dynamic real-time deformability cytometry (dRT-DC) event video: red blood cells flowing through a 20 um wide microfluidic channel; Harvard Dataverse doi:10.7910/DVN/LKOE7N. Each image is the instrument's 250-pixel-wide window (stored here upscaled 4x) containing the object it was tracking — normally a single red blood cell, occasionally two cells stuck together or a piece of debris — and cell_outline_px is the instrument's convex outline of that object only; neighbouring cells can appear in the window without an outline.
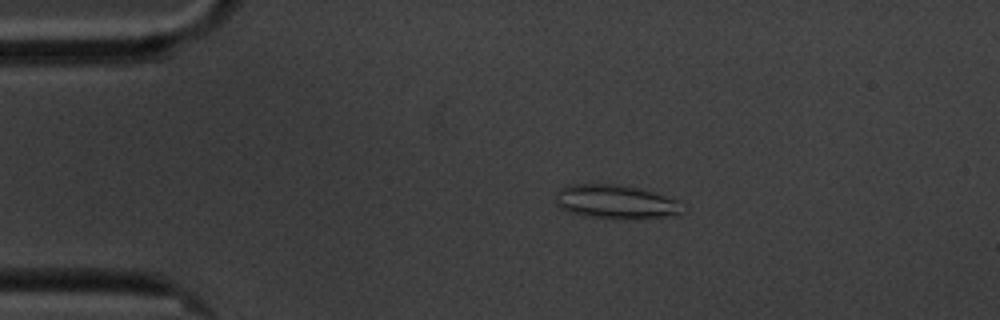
{"species": "common noctule bat (a hibernating species)", "species_latin": "Nyctalus noctula", "temperature_condition": "cold", "stored_images_in_passage": 54, "camera_frame_rate_fps": 3000, "um_per_image_px": 0.085, "animal": {"sex": "male", "body_mass_g": 20.1, "forearm_length_mm": 53.5}, "frame": {"image": 1, "passage_image": 7, "time_ms": 2.0, "image_size_px": [1000, 320], "cell_outline_px": [[688, 208], [684, 212], [664, 216], [636, 220], [584, 216], [560, 208], [556, 204], [556, 192], [560, 188], [568, 184], [612, 184], [636, 188], [652, 192], [676, 200]], "centroid_in_image_um": [52.33, 17.17], "position_along_channel_um": 32.7, "area_um2": 25.09}}
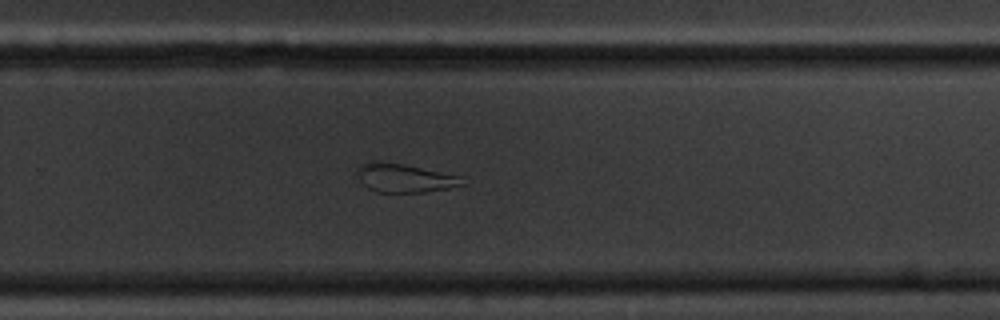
{"frame": {"image": 2, "passage_image": 34, "time_ms": 11.0, "image_size_px": [1000, 320], "cell_outline_px": [[468, 184], [452, 188], [424, 192], [376, 192], [368, 188], [364, 184], [356, 168], [360, 164], [368, 160], [376, 160], [404, 164], [460, 176]], "centroid_in_image_um": [34.41, 15.12], "position_along_channel_um": 295.4, "area_um2": 17.69}}
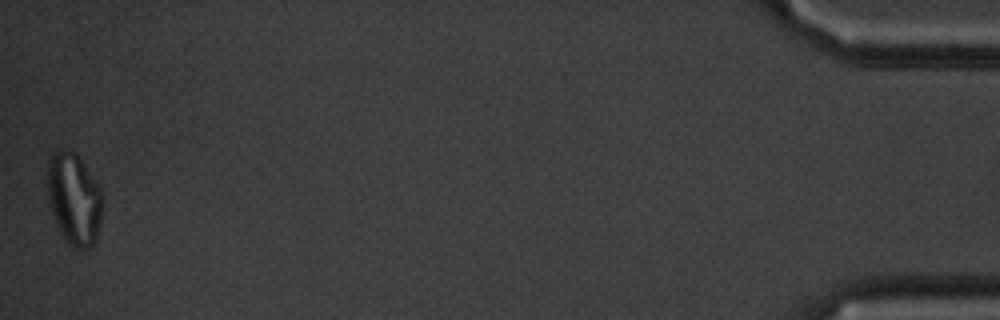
{"frame": {"image": 3, "passage_image": 54, "time_ms": 17.667, "image_size_px": [1000, 320], "cell_outline_px": [[104, 200], [100, 220], [96, 236], [92, 244], [88, 248], [76, 248], [64, 236], [56, 224], [48, 200], [48, 156], [52, 152], [64, 148], [76, 152], [104, 192]], "centroid_in_image_um": [6.31, 16.82], "position_along_channel_um": 428.9, "area_um2": 29.48}, "authors_computed_cell_mechanics": {"area_um2": 23.2645, "velocity_mm_per_s": 3.3893, "shape_relaxation_time_tau1_ms": null, "shape_relaxation_time_tau2_ms": 3.5223, "deformation_change_tau1": null, "deformation_change_tau2": 0.1243}}